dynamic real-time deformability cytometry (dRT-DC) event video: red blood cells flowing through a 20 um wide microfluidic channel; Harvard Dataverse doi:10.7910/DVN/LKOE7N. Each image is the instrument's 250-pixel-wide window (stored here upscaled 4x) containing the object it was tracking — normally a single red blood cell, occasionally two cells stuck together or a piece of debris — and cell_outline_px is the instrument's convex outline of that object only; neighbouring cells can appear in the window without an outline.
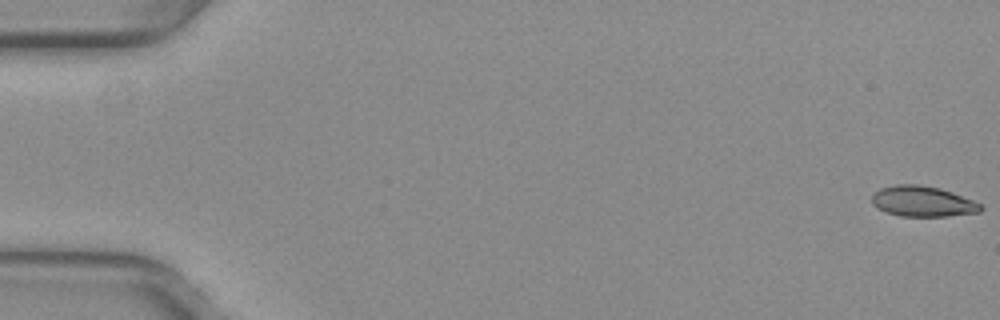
{"species": "common noctule bat (a hibernating species)", "species_latin": "Nyctalus noctula", "temperature_condition": "warm", "stored_images_in_passage": 53, "camera_frame_rate_fps": 3000, "um_per_image_px": 0.085, "animal": {"sex": "female", "body_mass_g": 29.2, "forearm_length_mm": 56.3}, "frame": {"image": 1, "passage_image": 1, "time_ms": 0.0, "image_size_px": [1000, 320], "cell_outline_px": [[984, 208], [980, 212], [948, 216], [900, 216], [876, 208], [872, 204], [872, 196], [880, 188], [896, 184], [916, 184], [940, 188], [952, 192], [972, 200], [980, 204]], "centroid_in_image_um": [78.42, 17.12], "position_along_channel_um": 6.6, "area_um2": 19.31}}
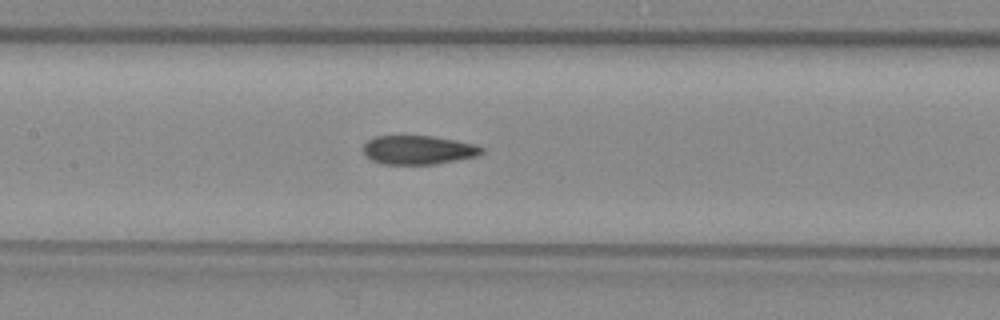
{"frame": {"image": 2, "passage_image": 26, "time_ms": 8.333, "image_size_px": [1000, 320], "cell_outline_px": [[484, 152], [476, 156], [436, 164], [380, 164], [372, 160], [364, 152], [364, 144], [368, 140], [376, 136], [432, 136], [476, 144], [484, 148]], "centroid_in_image_um": [35.57, 12.74], "position_along_channel_um": 171.8, "area_um2": 19.83}}
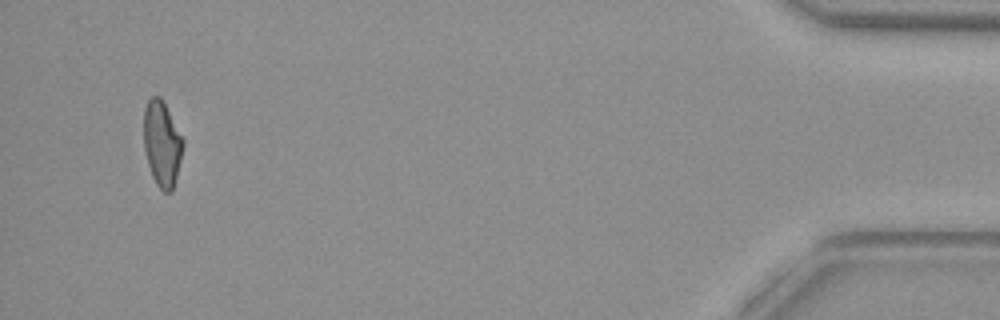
{"frame": {"image": 3, "passage_image": 51, "time_ms": 16.667, "image_size_px": [1000, 320], "cell_outline_px": [[184, 144], [172, 192], [164, 192], [156, 184], [152, 176], [148, 164], [144, 148], [144, 108], [148, 100], [152, 96], [160, 96], [184, 140]], "centroid_in_image_um": [13.76, 12.21], "position_along_channel_um": 421.4, "area_um2": 19.31}, "authors_computed_cell_mechanics": {"area_um2": 20.1144, "velocity_mm_per_s": 3.9826, "shape_relaxation_time_tau1_ms": null, "shape_relaxation_time_tau2_ms": 2.1589, "deformation_change_tau1": null, "deformation_change_tau2": 0.0901}}